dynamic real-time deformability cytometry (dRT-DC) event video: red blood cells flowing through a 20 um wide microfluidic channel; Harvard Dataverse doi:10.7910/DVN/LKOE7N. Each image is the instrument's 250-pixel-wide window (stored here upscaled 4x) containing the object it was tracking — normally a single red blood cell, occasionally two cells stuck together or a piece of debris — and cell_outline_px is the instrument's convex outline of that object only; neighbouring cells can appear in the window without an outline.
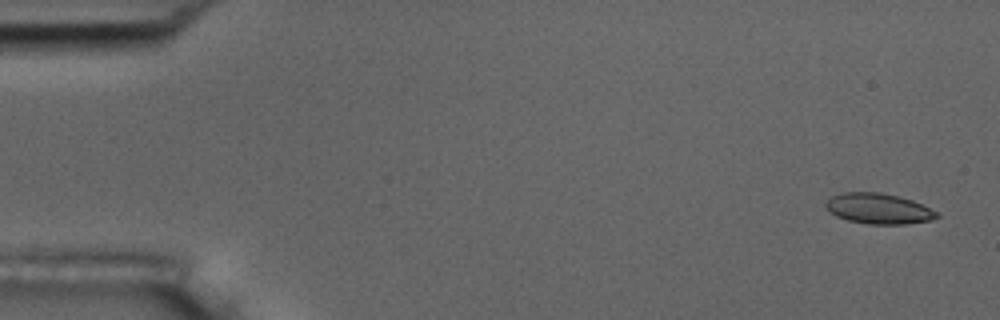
{"species": "common noctule bat (a hibernating species)", "species_latin": "Nyctalus noctula", "temperature_condition": "room temperature", "stored_images_in_passage": 5, "camera_frame_rate_fps": 3000, "um_per_image_px": 0.085, "animal": {"sex": "male", "body_mass_g": 17.5, "forearm_length_mm": 52.3}, "frame": {"image": 1, "passage_image": 1, "time_ms": 0.0, "image_size_px": [1000, 320], "cell_outline_px": [[940, 216], [932, 220], [904, 224], [868, 224], [848, 220], [836, 216], [828, 212], [824, 204], [832, 196], [844, 192], [880, 192], [912, 200], [936, 212]], "centroid_in_image_um": [74.63, 17.74], "position_along_channel_um": 10.4, "area_um2": 19.59}}
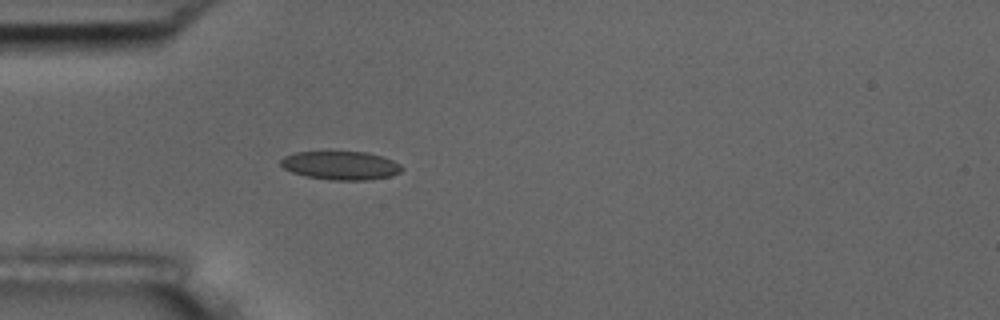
{"frame": {"image": 2, "passage_image": 5, "time_ms": 4.667, "image_size_px": [1000, 320], "cell_outline_px": [[404, 168], [400, 172], [392, 176], [364, 180], [332, 180], [308, 176], [292, 172], [284, 168], [280, 164], [280, 160], [284, 156], [296, 152], [328, 148], [368, 152], [392, 160], [400, 164]], "centroid_in_image_um": [28.93, 14.0], "position_along_channel_um": 56.1, "area_um2": 21.04}}